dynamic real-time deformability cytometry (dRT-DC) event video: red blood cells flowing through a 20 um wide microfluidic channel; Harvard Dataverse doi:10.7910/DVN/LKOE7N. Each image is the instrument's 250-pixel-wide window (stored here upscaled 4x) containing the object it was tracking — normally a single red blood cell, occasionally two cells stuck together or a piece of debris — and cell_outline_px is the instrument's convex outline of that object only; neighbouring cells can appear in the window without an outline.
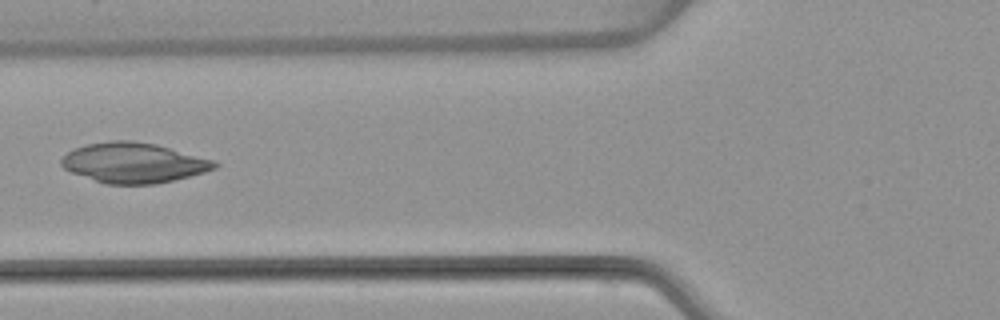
{"species": "common noctule bat (a hibernating species)", "species_latin": "Nyctalus noctula", "temperature_condition": "warm", "stored_images_in_passage": 6, "camera_frame_rate_fps": 3000, "um_per_image_px": 0.085, "animal": {"sex": "female", "body_mass_g": 22.7, "forearm_length_mm": 54.2}, "frame": {"image": 1, "passage_image": 6, "time_ms": 6.0, "image_size_px": [1000, 320], "cell_outline_px": [[220, 164], [216, 168], [204, 172], [156, 184], [104, 184], [72, 172], [64, 168], [60, 164], [60, 160], [68, 152], [76, 148], [88, 144], [112, 140], [132, 140], [156, 144], [216, 160]], "centroid_in_image_um": [11.38, 13.83], "position_along_channel_um": 114.4, "area_um2": 35.78}}